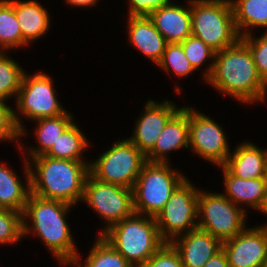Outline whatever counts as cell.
<instances>
[{
    "label": "cell",
    "instance_id": "obj_38",
    "mask_svg": "<svg viewBox=\"0 0 267 267\" xmlns=\"http://www.w3.org/2000/svg\"><path fill=\"white\" fill-rule=\"evenodd\" d=\"M263 214L267 215V201L266 204L264 206V209L261 211Z\"/></svg>",
    "mask_w": 267,
    "mask_h": 267
},
{
    "label": "cell",
    "instance_id": "obj_16",
    "mask_svg": "<svg viewBox=\"0 0 267 267\" xmlns=\"http://www.w3.org/2000/svg\"><path fill=\"white\" fill-rule=\"evenodd\" d=\"M182 147H189V106L181 107L165 125L154 148L145 156L146 161L169 162L167 153Z\"/></svg>",
    "mask_w": 267,
    "mask_h": 267
},
{
    "label": "cell",
    "instance_id": "obj_7",
    "mask_svg": "<svg viewBox=\"0 0 267 267\" xmlns=\"http://www.w3.org/2000/svg\"><path fill=\"white\" fill-rule=\"evenodd\" d=\"M239 206V207H238ZM246 210L221 193L199 190L197 227L224 242L243 231Z\"/></svg>",
    "mask_w": 267,
    "mask_h": 267
},
{
    "label": "cell",
    "instance_id": "obj_4",
    "mask_svg": "<svg viewBox=\"0 0 267 267\" xmlns=\"http://www.w3.org/2000/svg\"><path fill=\"white\" fill-rule=\"evenodd\" d=\"M133 267H141L164 244L155 218L133 213L101 235Z\"/></svg>",
    "mask_w": 267,
    "mask_h": 267
},
{
    "label": "cell",
    "instance_id": "obj_34",
    "mask_svg": "<svg viewBox=\"0 0 267 267\" xmlns=\"http://www.w3.org/2000/svg\"><path fill=\"white\" fill-rule=\"evenodd\" d=\"M141 267H184L179 252L170 242L164 244Z\"/></svg>",
    "mask_w": 267,
    "mask_h": 267
},
{
    "label": "cell",
    "instance_id": "obj_28",
    "mask_svg": "<svg viewBox=\"0 0 267 267\" xmlns=\"http://www.w3.org/2000/svg\"><path fill=\"white\" fill-rule=\"evenodd\" d=\"M25 71L15 60L0 51V100L18 95Z\"/></svg>",
    "mask_w": 267,
    "mask_h": 267
},
{
    "label": "cell",
    "instance_id": "obj_26",
    "mask_svg": "<svg viewBox=\"0 0 267 267\" xmlns=\"http://www.w3.org/2000/svg\"><path fill=\"white\" fill-rule=\"evenodd\" d=\"M28 43L22 38L18 24L14 0H0V51L21 48Z\"/></svg>",
    "mask_w": 267,
    "mask_h": 267
},
{
    "label": "cell",
    "instance_id": "obj_36",
    "mask_svg": "<svg viewBox=\"0 0 267 267\" xmlns=\"http://www.w3.org/2000/svg\"><path fill=\"white\" fill-rule=\"evenodd\" d=\"M203 267H229L228 259L223 249L211 257Z\"/></svg>",
    "mask_w": 267,
    "mask_h": 267
},
{
    "label": "cell",
    "instance_id": "obj_6",
    "mask_svg": "<svg viewBox=\"0 0 267 267\" xmlns=\"http://www.w3.org/2000/svg\"><path fill=\"white\" fill-rule=\"evenodd\" d=\"M185 179L169 162L146 161L132 188L134 212L155 218Z\"/></svg>",
    "mask_w": 267,
    "mask_h": 267
},
{
    "label": "cell",
    "instance_id": "obj_37",
    "mask_svg": "<svg viewBox=\"0 0 267 267\" xmlns=\"http://www.w3.org/2000/svg\"><path fill=\"white\" fill-rule=\"evenodd\" d=\"M67 3H69L70 5L77 6V7H89V6H95L97 5L96 3L98 2V0H65Z\"/></svg>",
    "mask_w": 267,
    "mask_h": 267
},
{
    "label": "cell",
    "instance_id": "obj_23",
    "mask_svg": "<svg viewBox=\"0 0 267 267\" xmlns=\"http://www.w3.org/2000/svg\"><path fill=\"white\" fill-rule=\"evenodd\" d=\"M34 121L38 123L34 131L38 149L32 147L28 149V157L31 158L45 155L74 120L73 116L66 111L62 115L40 118Z\"/></svg>",
    "mask_w": 267,
    "mask_h": 267
},
{
    "label": "cell",
    "instance_id": "obj_33",
    "mask_svg": "<svg viewBox=\"0 0 267 267\" xmlns=\"http://www.w3.org/2000/svg\"><path fill=\"white\" fill-rule=\"evenodd\" d=\"M240 40L249 48L257 71L267 84V31L258 38L248 34L240 38Z\"/></svg>",
    "mask_w": 267,
    "mask_h": 267
},
{
    "label": "cell",
    "instance_id": "obj_3",
    "mask_svg": "<svg viewBox=\"0 0 267 267\" xmlns=\"http://www.w3.org/2000/svg\"><path fill=\"white\" fill-rule=\"evenodd\" d=\"M30 159L34 162V169L30 166ZM30 159V193L72 206L82 200L84 183L90 173L88 161L55 159L46 155Z\"/></svg>",
    "mask_w": 267,
    "mask_h": 267
},
{
    "label": "cell",
    "instance_id": "obj_30",
    "mask_svg": "<svg viewBox=\"0 0 267 267\" xmlns=\"http://www.w3.org/2000/svg\"><path fill=\"white\" fill-rule=\"evenodd\" d=\"M23 237V213L0 208V243L16 244Z\"/></svg>",
    "mask_w": 267,
    "mask_h": 267
},
{
    "label": "cell",
    "instance_id": "obj_27",
    "mask_svg": "<svg viewBox=\"0 0 267 267\" xmlns=\"http://www.w3.org/2000/svg\"><path fill=\"white\" fill-rule=\"evenodd\" d=\"M84 267H133L119 252H117L106 240L98 235L95 244L87 256ZM79 254L70 265L82 267Z\"/></svg>",
    "mask_w": 267,
    "mask_h": 267
},
{
    "label": "cell",
    "instance_id": "obj_19",
    "mask_svg": "<svg viewBox=\"0 0 267 267\" xmlns=\"http://www.w3.org/2000/svg\"><path fill=\"white\" fill-rule=\"evenodd\" d=\"M220 168L223 170L227 194L224 195L236 205L242 203L261 212L267 201V177L240 179L232 175L224 166Z\"/></svg>",
    "mask_w": 267,
    "mask_h": 267
},
{
    "label": "cell",
    "instance_id": "obj_5",
    "mask_svg": "<svg viewBox=\"0 0 267 267\" xmlns=\"http://www.w3.org/2000/svg\"><path fill=\"white\" fill-rule=\"evenodd\" d=\"M191 35L215 52L234 45L240 36L230 0H191Z\"/></svg>",
    "mask_w": 267,
    "mask_h": 267
},
{
    "label": "cell",
    "instance_id": "obj_10",
    "mask_svg": "<svg viewBox=\"0 0 267 267\" xmlns=\"http://www.w3.org/2000/svg\"><path fill=\"white\" fill-rule=\"evenodd\" d=\"M88 203L106 222V229L134 213L133 190L117 184L105 183L87 175L82 201Z\"/></svg>",
    "mask_w": 267,
    "mask_h": 267
},
{
    "label": "cell",
    "instance_id": "obj_24",
    "mask_svg": "<svg viewBox=\"0 0 267 267\" xmlns=\"http://www.w3.org/2000/svg\"><path fill=\"white\" fill-rule=\"evenodd\" d=\"M230 1L233 7L234 24L240 38L251 34L249 27L267 28V0Z\"/></svg>",
    "mask_w": 267,
    "mask_h": 267
},
{
    "label": "cell",
    "instance_id": "obj_12",
    "mask_svg": "<svg viewBox=\"0 0 267 267\" xmlns=\"http://www.w3.org/2000/svg\"><path fill=\"white\" fill-rule=\"evenodd\" d=\"M223 128L210 117L189 107V147L204 160L223 166L230 149Z\"/></svg>",
    "mask_w": 267,
    "mask_h": 267
},
{
    "label": "cell",
    "instance_id": "obj_14",
    "mask_svg": "<svg viewBox=\"0 0 267 267\" xmlns=\"http://www.w3.org/2000/svg\"><path fill=\"white\" fill-rule=\"evenodd\" d=\"M144 109L129 140L146 156L154 148L165 125L181 108L169 100L162 103L148 100Z\"/></svg>",
    "mask_w": 267,
    "mask_h": 267
},
{
    "label": "cell",
    "instance_id": "obj_29",
    "mask_svg": "<svg viewBox=\"0 0 267 267\" xmlns=\"http://www.w3.org/2000/svg\"><path fill=\"white\" fill-rule=\"evenodd\" d=\"M158 67L169 73L170 69L178 77H186L195 72L189 59L186 57L181 43H167Z\"/></svg>",
    "mask_w": 267,
    "mask_h": 267
},
{
    "label": "cell",
    "instance_id": "obj_11",
    "mask_svg": "<svg viewBox=\"0 0 267 267\" xmlns=\"http://www.w3.org/2000/svg\"><path fill=\"white\" fill-rule=\"evenodd\" d=\"M50 76L38 72L33 76L24 73L16 98V108L23 117L36 120L62 115L66 112L56 98Z\"/></svg>",
    "mask_w": 267,
    "mask_h": 267
},
{
    "label": "cell",
    "instance_id": "obj_22",
    "mask_svg": "<svg viewBox=\"0 0 267 267\" xmlns=\"http://www.w3.org/2000/svg\"><path fill=\"white\" fill-rule=\"evenodd\" d=\"M24 160L26 185L22 184L17 173L0 163V208L24 212L30 194L29 164L27 158Z\"/></svg>",
    "mask_w": 267,
    "mask_h": 267
},
{
    "label": "cell",
    "instance_id": "obj_15",
    "mask_svg": "<svg viewBox=\"0 0 267 267\" xmlns=\"http://www.w3.org/2000/svg\"><path fill=\"white\" fill-rule=\"evenodd\" d=\"M171 243L179 252L184 267H203L222 249L219 239L198 227L175 238Z\"/></svg>",
    "mask_w": 267,
    "mask_h": 267
},
{
    "label": "cell",
    "instance_id": "obj_18",
    "mask_svg": "<svg viewBox=\"0 0 267 267\" xmlns=\"http://www.w3.org/2000/svg\"><path fill=\"white\" fill-rule=\"evenodd\" d=\"M223 166L240 179L267 177V150L243 142L230 153Z\"/></svg>",
    "mask_w": 267,
    "mask_h": 267
},
{
    "label": "cell",
    "instance_id": "obj_25",
    "mask_svg": "<svg viewBox=\"0 0 267 267\" xmlns=\"http://www.w3.org/2000/svg\"><path fill=\"white\" fill-rule=\"evenodd\" d=\"M87 145L86 136L73 122L45 155L55 159L84 161L82 160V153H84Z\"/></svg>",
    "mask_w": 267,
    "mask_h": 267
},
{
    "label": "cell",
    "instance_id": "obj_32",
    "mask_svg": "<svg viewBox=\"0 0 267 267\" xmlns=\"http://www.w3.org/2000/svg\"><path fill=\"white\" fill-rule=\"evenodd\" d=\"M181 45L186 57L189 59L191 66L196 71L208 59L214 61L215 51L211 49L203 40L190 35Z\"/></svg>",
    "mask_w": 267,
    "mask_h": 267
},
{
    "label": "cell",
    "instance_id": "obj_1",
    "mask_svg": "<svg viewBox=\"0 0 267 267\" xmlns=\"http://www.w3.org/2000/svg\"><path fill=\"white\" fill-rule=\"evenodd\" d=\"M204 79L221 93L241 103L264 102L267 84L260 77L249 48L239 39L215 53Z\"/></svg>",
    "mask_w": 267,
    "mask_h": 267
},
{
    "label": "cell",
    "instance_id": "obj_9",
    "mask_svg": "<svg viewBox=\"0 0 267 267\" xmlns=\"http://www.w3.org/2000/svg\"><path fill=\"white\" fill-rule=\"evenodd\" d=\"M186 179L176 188L155 221L161 239L172 242L175 238L197 228L198 193L196 187Z\"/></svg>",
    "mask_w": 267,
    "mask_h": 267
},
{
    "label": "cell",
    "instance_id": "obj_17",
    "mask_svg": "<svg viewBox=\"0 0 267 267\" xmlns=\"http://www.w3.org/2000/svg\"><path fill=\"white\" fill-rule=\"evenodd\" d=\"M172 3L154 10L148 17L167 43H181L191 35V0L188 8Z\"/></svg>",
    "mask_w": 267,
    "mask_h": 267
},
{
    "label": "cell",
    "instance_id": "obj_20",
    "mask_svg": "<svg viewBox=\"0 0 267 267\" xmlns=\"http://www.w3.org/2000/svg\"><path fill=\"white\" fill-rule=\"evenodd\" d=\"M128 20L129 42L157 65L165 51L166 39L148 16L129 17Z\"/></svg>",
    "mask_w": 267,
    "mask_h": 267
},
{
    "label": "cell",
    "instance_id": "obj_39",
    "mask_svg": "<svg viewBox=\"0 0 267 267\" xmlns=\"http://www.w3.org/2000/svg\"><path fill=\"white\" fill-rule=\"evenodd\" d=\"M263 267H267V260H266V262L264 263Z\"/></svg>",
    "mask_w": 267,
    "mask_h": 267
},
{
    "label": "cell",
    "instance_id": "obj_31",
    "mask_svg": "<svg viewBox=\"0 0 267 267\" xmlns=\"http://www.w3.org/2000/svg\"><path fill=\"white\" fill-rule=\"evenodd\" d=\"M7 101L0 100V140H15L27 133L21 119L14 109L8 107Z\"/></svg>",
    "mask_w": 267,
    "mask_h": 267
},
{
    "label": "cell",
    "instance_id": "obj_21",
    "mask_svg": "<svg viewBox=\"0 0 267 267\" xmlns=\"http://www.w3.org/2000/svg\"><path fill=\"white\" fill-rule=\"evenodd\" d=\"M14 10L22 38L28 44L45 35L50 28L49 13L36 0H14Z\"/></svg>",
    "mask_w": 267,
    "mask_h": 267
},
{
    "label": "cell",
    "instance_id": "obj_8",
    "mask_svg": "<svg viewBox=\"0 0 267 267\" xmlns=\"http://www.w3.org/2000/svg\"><path fill=\"white\" fill-rule=\"evenodd\" d=\"M145 162V155L127 138L91 162L89 172L101 182L132 189Z\"/></svg>",
    "mask_w": 267,
    "mask_h": 267
},
{
    "label": "cell",
    "instance_id": "obj_13",
    "mask_svg": "<svg viewBox=\"0 0 267 267\" xmlns=\"http://www.w3.org/2000/svg\"><path fill=\"white\" fill-rule=\"evenodd\" d=\"M229 267H263L267 260V224L245 228L222 242Z\"/></svg>",
    "mask_w": 267,
    "mask_h": 267
},
{
    "label": "cell",
    "instance_id": "obj_2",
    "mask_svg": "<svg viewBox=\"0 0 267 267\" xmlns=\"http://www.w3.org/2000/svg\"><path fill=\"white\" fill-rule=\"evenodd\" d=\"M72 207L66 202L30 193L23 212V236L34 231L33 233L40 237L47 249L63 265L71 264L78 254L69 225L66 223L67 212ZM27 219H31L32 223ZM28 223L32 226H28Z\"/></svg>",
    "mask_w": 267,
    "mask_h": 267
},
{
    "label": "cell",
    "instance_id": "obj_35",
    "mask_svg": "<svg viewBox=\"0 0 267 267\" xmlns=\"http://www.w3.org/2000/svg\"><path fill=\"white\" fill-rule=\"evenodd\" d=\"M172 0H129V17L149 16L154 10L168 5Z\"/></svg>",
    "mask_w": 267,
    "mask_h": 267
}]
</instances>
